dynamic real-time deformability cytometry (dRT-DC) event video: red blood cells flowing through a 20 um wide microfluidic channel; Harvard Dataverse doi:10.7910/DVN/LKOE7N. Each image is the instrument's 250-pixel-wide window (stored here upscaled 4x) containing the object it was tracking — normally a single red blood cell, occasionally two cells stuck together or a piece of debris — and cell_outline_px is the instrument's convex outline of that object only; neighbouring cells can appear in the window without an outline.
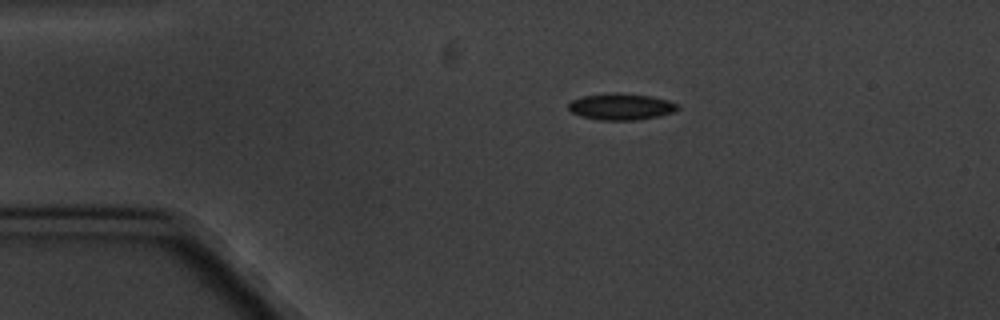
{"species": "common noctule bat (a hibernating species)", "species_latin": "Nyctalus noctula", "temperature_condition": "cold", "stored_images_in_passage": 5, "camera_frame_rate_fps": 3000, "um_per_image_px": 0.085, "animal": {"sex": "male", "body_mass_g": 20.1, "forearm_length_mm": 53.5}, "frame": {"image": 1, "passage_image": 1, "time_ms": 0.0, "image_size_px": [1000, 320], "cell_outline_px": [[680, 108], [672, 112], [656, 116], [636, 120], [600, 120], [580, 116], [572, 112], [568, 108], [568, 104], [572, 100], [584, 96], [616, 92], [652, 96], [668, 100], [680, 104]], "centroid_in_image_um": [52.8, 9.06], "position_along_channel_um": 32.2, "area_um2": 16.82}}
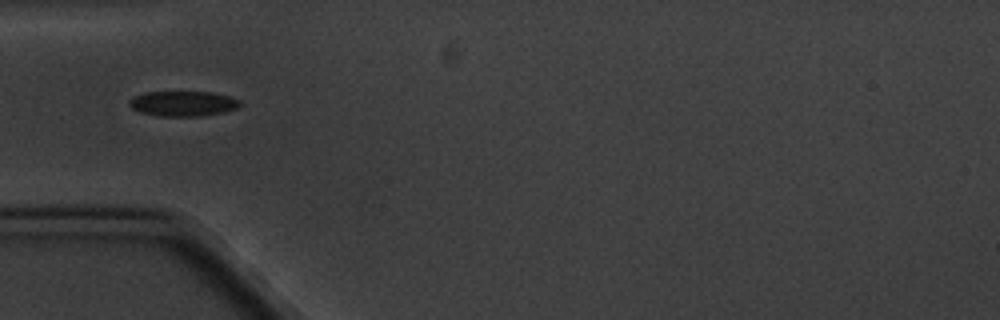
{"frame": {"image": 2, "passage_image": 3, "time_ms": 2.333, "image_size_px": [1000, 320], "cell_outline_px": [[240, 104], [236, 108], [224, 112], [196, 116], [160, 116], [140, 112], [132, 108], [128, 104], [128, 100], [132, 96], [144, 92], [212, 92], [228, 96], [240, 100]], "centroid_in_image_um": [15.5, 8.79], "position_along_channel_um": 69.5, "area_um2": 16.18}}